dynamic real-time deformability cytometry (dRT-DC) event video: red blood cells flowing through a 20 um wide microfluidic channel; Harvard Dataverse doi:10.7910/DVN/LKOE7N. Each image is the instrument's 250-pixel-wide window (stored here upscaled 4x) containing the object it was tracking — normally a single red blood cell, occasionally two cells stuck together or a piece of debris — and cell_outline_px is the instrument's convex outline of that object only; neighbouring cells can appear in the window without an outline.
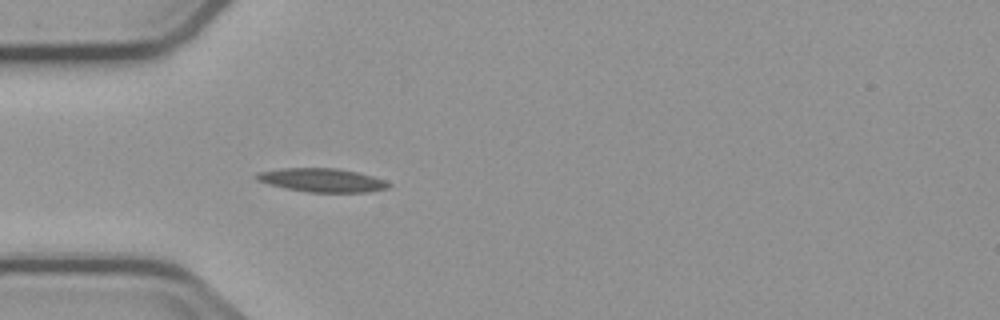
{"species": "common noctule bat (a hibernating species)", "species_latin": "Nyctalus noctula", "temperature_condition": "cold", "stored_images_in_passage": 4, "camera_frame_rate_fps": 3000, "um_per_image_px": 0.085, "animal": {"sex": "male", "body_mass_g": 23.1, "forearm_length_mm": 52.7}, "frame": {"image": 1, "passage_image": 4, "time_ms": 3.333, "image_size_px": [1000, 320], "cell_outline_px": [[392, 184], [388, 188], [368, 192], [308, 192], [288, 188], [256, 180], [256, 176], [260, 172], [284, 168], [336, 168], [356, 172], [372, 176], [384, 180]], "centroid_in_image_um": [27.43, 15.31], "position_along_channel_um": 57.6, "area_um2": 17.8}}